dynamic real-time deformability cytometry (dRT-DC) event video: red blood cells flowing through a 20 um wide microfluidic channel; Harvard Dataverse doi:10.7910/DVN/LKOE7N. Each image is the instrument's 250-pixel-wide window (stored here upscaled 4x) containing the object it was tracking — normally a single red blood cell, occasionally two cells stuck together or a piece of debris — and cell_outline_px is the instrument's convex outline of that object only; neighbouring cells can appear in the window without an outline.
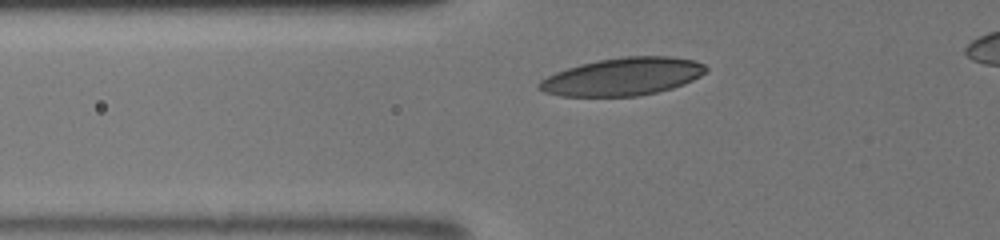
{"species": "human", "species_latin": "Homo sapiens", "temperature_condition": "room temperature", "stored_images_in_passage": 5, "segment_of_instrument_passage": [1, 2], "camera_frame_rate_fps": 3000, "um_per_image_px": 0.085, "donor": {"sex": "male"}, "frame": {"image": 1, "passage_image": 3, "time_ms": 1.667, "image_size_px": [1000, 240], "cell_outline_px": [[708, 68], [700, 76], [684, 84], [672, 88], [656, 92], [636, 96], [560, 96], [544, 92], [536, 88], [536, 84], [540, 80], [556, 72], [580, 64], [600, 60], [624, 56], [672, 56], [692, 60], [704, 64]], "centroid_in_image_um": [52.91, 6.51], "position_along_channel_um": 72.9, "area_um2": 36.59}}